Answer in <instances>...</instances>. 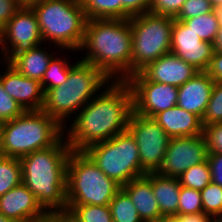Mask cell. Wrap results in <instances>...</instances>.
Masks as SVG:
<instances>
[{"instance_id":"cell-1","label":"cell","mask_w":222,"mask_h":222,"mask_svg":"<svg viewBox=\"0 0 222 222\" xmlns=\"http://www.w3.org/2000/svg\"><path fill=\"white\" fill-rule=\"evenodd\" d=\"M111 83L81 108L67 129L66 141L73 151H84L127 131L133 113L132 91L126 81H114L113 78Z\"/></svg>"},{"instance_id":"cell-2","label":"cell","mask_w":222,"mask_h":222,"mask_svg":"<svg viewBox=\"0 0 222 222\" xmlns=\"http://www.w3.org/2000/svg\"><path fill=\"white\" fill-rule=\"evenodd\" d=\"M63 138L52 147L19 158L22 183L49 215H64L67 208V162L72 149Z\"/></svg>"},{"instance_id":"cell-3","label":"cell","mask_w":222,"mask_h":222,"mask_svg":"<svg viewBox=\"0 0 222 222\" xmlns=\"http://www.w3.org/2000/svg\"><path fill=\"white\" fill-rule=\"evenodd\" d=\"M81 60L99 68L110 80L126 81L132 75V31L129 19H89ZM120 77H119V76Z\"/></svg>"},{"instance_id":"cell-4","label":"cell","mask_w":222,"mask_h":222,"mask_svg":"<svg viewBox=\"0 0 222 222\" xmlns=\"http://www.w3.org/2000/svg\"><path fill=\"white\" fill-rule=\"evenodd\" d=\"M110 79L93 64L82 60L70 68L65 83L50 90H44L42 111L55 119L63 128L65 119L72 116L96 97ZM96 94V96H94ZM65 125V126H64Z\"/></svg>"},{"instance_id":"cell-5","label":"cell","mask_w":222,"mask_h":222,"mask_svg":"<svg viewBox=\"0 0 222 222\" xmlns=\"http://www.w3.org/2000/svg\"><path fill=\"white\" fill-rule=\"evenodd\" d=\"M64 128L47 113L25 111L3 122L0 155L22 158L34 151L54 146L65 134Z\"/></svg>"},{"instance_id":"cell-6","label":"cell","mask_w":222,"mask_h":222,"mask_svg":"<svg viewBox=\"0 0 222 222\" xmlns=\"http://www.w3.org/2000/svg\"><path fill=\"white\" fill-rule=\"evenodd\" d=\"M121 185L109 178L84 151H71L67 162V205H109Z\"/></svg>"},{"instance_id":"cell-7","label":"cell","mask_w":222,"mask_h":222,"mask_svg":"<svg viewBox=\"0 0 222 222\" xmlns=\"http://www.w3.org/2000/svg\"><path fill=\"white\" fill-rule=\"evenodd\" d=\"M42 40L57 47L79 50L84 39L85 16L82 4L70 0H45L33 4Z\"/></svg>"},{"instance_id":"cell-8","label":"cell","mask_w":222,"mask_h":222,"mask_svg":"<svg viewBox=\"0 0 222 222\" xmlns=\"http://www.w3.org/2000/svg\"><path fill=\"white\" fill-rule=\"evenodd\" d=\"M174 18L145 12L129 18L132 31V74L171 52Z\"/></svg>"},{"instance_id":"cell-9","label":"cell","mask_w":222,"mask_h":222,"mask_svg":"<svg viewBox=\"0 0 222 222\" xmlns=\"http://www.w3.org/2000/svg\"><path fill=\"white\" fill-rule=\"evenodd\" d=\"M84 152L121 186L146 174L141 168L137 142L128 130L91 145Z\"/></svg>"},{"instance_id":"cell-10","label":"cell","mask_w":222,"mask_h":222,"mask_svg":"<svg viewBox=\"0 0 222 222\" xmlns=\"http://www.w3.org/2000/svg\"><path fill=\"white\" fill-rule=\"evenodd\" d=\"M127 130L137 142L142 170L146 174L159 172L170 137L153 118L135 112L130 115Z\"/></svg>"},{"instance_id":"cell-11","label":"cell","mask_w":222,"mask_h":222,"mask_svg":"<svg viewBox=\"0 0 222 222\" xmlns=\"http://www.w3.org/2000/svg\"><path fill=\"white\" fill-rule=\"evenodd\" d=\"M42 42L36 13L29 6H22L0 30L1 51L6 54L3 59L7 60L5 63H10L16 56L39 46ZM8 44L10 47L5 46Z\"/></svg>"},{"instance_id":"cell-12","label":"cell","mask_w":222,"mask_h":222,"mask_svg":"<svg viewBox=\"0 0 222 222\" xmlns=\"http://www.w3.org/2000/svg\"><path fill=\"white\" fill-rule=\"evenodd\" d=\"M126 82L133 95V112L138 115L154 118L177 105V86L149 81L141 72L132 74Z\"/></svg>"},{"instance_id":"cell-13","label":"cell","mask_w":222,"mask_h":222,"mask_svg":"<svg viewBox=\"0 0 222 222\" xmlns=\"http://www.w3.org/2000/svg\"><path fill=\"white\" fill-rule=\"evenodd\" d=\"M208 156L202 135L170 138L159 174L178 178L189 167L205 162Z\"/></svg>"},{"instance_id":"cell-14","label":"cell","mask_w":222,"mask_h":222,"mask_svg":"<svg viewBox=\"0 0 222 222\" xmlns=\"http://www.w3.org/2000/svg\"><path fill=\"white\" fill-rule=\"evenodd\" d=\"M171 53L198 71H206L213 57V43L202 41L183 21L174 19L171 32Z\"/></svg>"},{"instance_id":"cell-15","label":"cell","mask_w":222,"mask_h":222,"mask_svg":"<svg viewBox=\"0 0 222 222\" xmlns=\"http://www.w3.org/2000/svg\"><path fill=\"white\" fill-rule=\"evenodd\" d=\"M1 75V83L7 94L25 111H39L44 103V90L41 81L20 74L10 63Z\"/></svg>"},{"instance_id":"cell-16","label":"cell","mask_w":222,"mask_h":222,"mask_svg":"<svg viewBox=\"0 0 222 222\" xmlns=\"http://www.w3.org/2000/svg\"><path fill=\"white\" fill-rule=\"evenodd\" d=\"M0 212L14 222H35L49 215L23 183L0 196Z\"/></svg>"},{"instance_id":"cell-17","label":"cell","mask_w":222,"mask_h":222,"mask_svg":"<svg viewBox=\"0 0 222 222\" xmlns=\"http://www.w3.org/2000/svg\"><path fill=\"white\" fill-rule=\"evenodd\" d=\"M140 72L149 81L180 87L199 71L170 52L149 63Z\"/></svg>"},{"instance_id":"cell-18","label":"cell","mask_w":222,"mask_h":222,"mask_svg":"<svg viewBox=\"0 0 222 222\" xmlns=\"http://www.w3.org/2000/svg\"><path fill=\"white\" fill-rule=\"evenodd\" d=\"M214 84L215 82L205 71H199L178 87L177 106L197 115L202 120Z\"/></svg>"},{"instance_id":"cell-19","label":"cell","mask_w":222,"mask_h":222,"mask_svg":"<svg viewBox=\"0 0 222 222\" xmlns=\"http://www.w3.org/2000/svg\"><path fill=\"white\" fill-rule=\"evenodd\" d=\"M153 119L170 138L203 134L202 120L177 105L158 113Z\"/></svg>"},{"instance_id":"cell-20","label":"cell","mask_w":222,"mask_h":222,"mask_svg":"<svg viewBox=\"0 0 222 222\" xmlns=\"http://www.w3.org/2000/svg\"><path fill=\"white\" fill-rule=\"evenodd\" d=\"M121 189L130 197L143 222H151L161 216L152 190V181L146 175L132 179Z\"/></svg>"},{"instance_id":"cell-21","label":"cell","mask_w":222,"mask_h":222,"mask_svg":"<svg viewBox=\"0 0 222 222\" xmlns=\"http://www.w3.org/2000/svg\"><path fill=\"white\" fill-rule=\"evenodd\" d=\"M145 175L152 181L161 216H177L181 187L179 178L163 176L158 172Z\"/></svg>"},{"instance_id":"cell-22","label":"cell","mask_w":222,"mask_h":222,"mask_svg":"<svg viewBox=\"0 0 222 222\" xmlns=\"http://www.w3.org/2000/svg\"><path fill=\"white\" fill-rule=\"evenodd\" d=\"M43 50L40 45L30 49L27 52L16 56L10 64L22 75L31 78L42 80L45 71L53 57Z\"/></svg>"},{"instance_id":"cell-23","label":"cell","mask_w":222,"mask_h":222,"mask_svg":"<svg viewBox=\"0 0 222 222\" xmlns=\"http://www.w3.org/2000/svg\"><path fill=\"white\" fill-rule=\"evenodd\" d=\"M68 222H113L109 205H67Z\"/></svg>"},{"instance_id":"cell-24","label":"cell","mask_w":222,"mask_h":222,"mask_svg":"<svg viewBox=\"0 0 222 222\" xmlns=\"http://www.w3.org/2000/svg\"><path fill=\"white\" fill-rule=\"evenodd\" d=\"M82 7L89 19H122V1L84 0Z\"/></svg>"},{"instance_id":"cell-25","label":"cell","mask_w":222,"mask_h":222,"mask_svg":"<svg viewBox=\"0 0 222 222\" xmlns=\"http://www.w3.org/2000/svg\"><path fill=\"white\" fill-rule=\"evenodd\" d=\"M176 20L183 21L202 41L214 43L219 31V22L214 11L189 19Z\"/></svg>"},{"instance_id":"cell-26","label":"cell","mask_w":222,"mask_h":222,"mask_svg":"<svg viewBox=\"0 0 222 222\" xmlns=\"http://www.w3.org/2000/svg\"><path fill=\"white\" fill-rule=\"evenodd\" d=\"M22 183L19 158L0 155V196Z\"/></svg>"},{"instance_id":"cell-27","label":"cell","mask_w":222,"mask_h":222,"mask_svg":"<svg viewBox=\"0 0 222 222\" xmlns=\"http://www.w3.org/2000/svg\"><path fill=\"white\" fill-rule=\"evenodd\" d=\"M113 222H143L130 197L120 189L110 204Z\"/></svg>"},{"instance_id":"cell-28","label":"cell","mask_w":222,"mask_h":222,"mask_svg":"<svg viewBox=\"0 0 222 222\" xmlns=\"http://www.w3.org/2000/svg\"><path fill=\"white\" fill-rule=\"evenodd\" d=\"M178 178L181 186L202 191L211 182L208 161L189 167Z\"/></svg>"},{"instance_id":"cell-29","label":"cell","mask_w":222,"mask_h":222,"mask_svg":"<svg viewBox=\"0 0 222 222\" xmlns=\"http://www.w3.org/2000/svg\"><path fill=\"white\" fill-rule=\"evenodd\" d=\"M54 57L51 59L47 70L41 80L43 90H50L66 82L69 70L73 64H69L66 59Z\"/></svg>"},{"instance_id":"cell-30","label":"cell","mask_w":222,"mask_h":222,"mask_svg":"<svg viewBox=\"0 0 222 222\" xmlns=\"http://www.w3.org/2000/svg\"><path fill=\"white\" fill-rule=\"evenodd\" d=\"M200 193L203 212L216 220L222 214V187L211 181Z\"/></svg>"},{"instance_id":"cell-31","label":"cell","mask_w":222,"mask_h":222,"mask_svg":"<svg viewBox=\"0 0 222 222\" xmlns=\"http://www.w3.org/2000/svg\"><path fill=\"white\" fill-rule=\"evenodd\" d=\"M203 212L201 193L198 190L180 187L178 215Z\"/></svg>"},{"instance_id":"cell-32","label":"cell","mask_w":222,"mask_h":222,"mask_svg":"<svg viewBox=\"0 0 222 222\" xmlns=\"http://www.w3.org/2000/svg\"><path fill=\"white\" fill-rule=\"evenodd\" d=\"M222 122V83H215L202 118V126Z\"/></svg>"},{"instance_id":"cell-33","label":"cell","mask_w":222,"mask_h":222,"mask_svg":"<svg viewBox=\"0 0 222 222\" xmlns=\"http://www.w3.org/2000/svg\"><path fill=\"white\" fill-rule=\"evenodd\" d=\"M24 112L25 110L4 90L0 74V121H11Z\"/></svg>"},{"instance_id":"cell-34","label":"cell","mask_w":222,"mask_h":222,"mask_svg":"<svg viewBox=\"0 0 222 222\" xmlns=\"http://www.w3.org/2000/svg\"><path fill=\"white\" fill-rule=\"evenodd\" d=\"M213 11L210 0H185L174 19H189Z\"/></svg>"},{"instance_id":"cell-35","label":"cell","mask_w":222,"mask_h":222,"mask_svg":"<svg viewBox=\"0 0 222 222\" xmlns=\"http://www.w3.org/2000/svg\"><path fill=\"white\" fill-rule=\"evenodd\" d=\"M208 153L222 154V122L203 127Z\"/></svg>"},{"instance_id":"cell-36","label":"cell","mask_w":222,"mask_h":222,"mask_svg":"<svg viewBox=\"0 0 222 222\" xmlns=\"http://www.w3.org/2000/svg\"><path fill=\"white\" fill-rule=\"evenodd\" d=\"M185 0H150L148 12L175 18Z\"/></svg>"},{"instance_id":"cell-37","label":"cell","mask_w":222,"mask_h":222,"mask_svg":"<svg viewBox=\"0 0 222 222\" xmlns=\"http://www.w3.org/2000/svg\"><path fill=\"white\" fill-rule=\"evenodd\" d=\"M122 1V19L148 12L150 0H118Z\"/></svg>"},{"instance_id":"cell-38","label":"cell","mask_w":222,"mask_h":222,"mask_svg":"<svg viewBox=\"0 0 222 222\" xmlns=\"http://www.w3.org/2000/svg\"><path fill=\"white\" fill-rule=\"evenodd\" d=\"M21 7L19 0H0V30Z\"/></svg>"},{"instance_id":"cell-39","label":"cell","mask_w":222,"mask_h":222,"mask_svg":"<svg viewBox=\"0 0 222 222\" xmlns=\"http://www.w3.org/2000/svg\"><path fill=\"white\" fill-rule=\"evenodd\" d=\"M207 161L211 172V181L222 187V154L208 153Z\"/></svg>"},{"instance_id":"cell-40","label":"cell","mask_w":222,"mask_h":222,"mask_svg":"<svg viewBox=\"0 0 222 222\" xmlns=\"http://www.w3.org/2000/svg\"><path fill=\"white\" fill-rule=\"evenodd\" d=\"M215 83H222V52L214 51L205 71Z\"/></svg>"},{"instance_id":"cell-41","label":"cell","mask_w":222,"mask_h":222,"mask_svg":"<svg viewBox=\"0 0 222 222\" xmlns=\"http://www.w3.org/2000/svg\"><path fill=\"white\" fill-rule=\"evenodd\" d=\"M181 222H215L214 218L205 214L204 212H200L197 214H185V215H177L176 216Z\"/></svg>"},{"instance_id":"cell-42","label":"cell","mask_w":222,"mask_h":222,"mask_svg":"<svg viewBox=\"0 0 222 222\" xmlns=\"http://www.w3.org/2000/svg\"><path fill=\"white\" fill-rule=\"evenodd\" d=\"M35 222H68L65 215H48L46 218Z\"/></svg>"},{"instance_id":"cell-43","label":"cell","mask_w":222,"mask_h":222,"mask_svg":"<svg viewBox=\"0 0 222 222\" xmlns=\"http://www.w3.org/2000/svg\"><path fill=\"white\" fill-rule=\"evenodd\" d=\"M213 45L214 51L222 52V24L219 26V31Z\"/></svg>"},{"instance_id":"cell-44","label":"cell","mask_w":222,"mask_h":222,"mask_svg":"<svg viewBox=\"0 0 222 222\" xmlns=\"http://www.w3.org/2000/svg\"><path fill=\"white\" fill-rule=\"evenodd\" d=\"M151 222H181L176 216H160Z\"/></svg>"},{"instance_id":"cell-45","label":"cell","mask_w":222,"mask_h":222,"mask_svg":"<svg viewBox=\"0 0 222 222\" xmlns=\"http://www.w3.org/2000/svg\"><path fill=\"white\" fill-rule=\"evenodd\" d=\"M213 11L216 14L217 20L219 22V26L222 24V5L217 7H213Z\"/></svg>"},{"instance_id":"cell-46","label":"cell","mask_w":222,"mask_h":222,"mask_svg":"<svg viewBox=\"0 0 222 222\" xmlns=\"http://www.w3.org/2000/svg\"><path fill=\"white\" fill-rule=\"evenodd\" d=\"M41 1H45V0H19V3L21 4V6L31 7L33 4L41 2Z\"/></svg>"},{"instance_id":"cell-47","label":"cell","mask_w":222,"mask_h":222,"mask_svg":"<svg viewBox=\"0 0 222 222\" xmlns=\"http://www.w3.org/2000/svg\"><path fill=\"white\" fill-rule=\"evenodd\" d=\"M0 222H14V221L6 217L2 212H0Z\"/></svg>"},{"instance_id":"cell-48","label":"cell","mask_w":222,"mask_h":222,"mask_svg":"<svg viewBox=\"0 0 222 222\" xmlns=\"http://www.w3.org/2000/svg\"><path fill=\"white\" fill-rule=\"evenodd\" d=\"M210 3L213 7H217L219 5H222V0H210Z\"/></svg>"},{"instance_id":"cell-49","label":"cell","mask_w":222,"mask_h":222,"mask_svg":"<svg viewBox=\"0 0 222 222\" xmlns=\"http://www.w3.org/2000/svg\"><path fill=\"white\" fill-rule=\"evenodd\" d=\"M2 126H3V122L0 121V146H1Z\"/></svg>"},{"instance_id":"cell-50","label":"cell","mask_w":222,"mask_h":222,"mask_svg":"<svg viewBox=\"0 0 222 222\" xmlns=\"http://www.w3.org/2000/svg\"><path fill=\"white\" fill-rule=\"evenodd\" d=\"M215 222H222V214L215 220Z\"/></svg>"},{"instance_id":"cell-51","label":"cell","mask_w":222,"mask_h":222,"mask_svg":"<svg viewBox=\"0 0 222 222\" xmlns=\"http://www.w3.org/2000/svg\"><path fill=\"white\" fill-rule=\"evenodd\" d=\"M70 1H73V2H76V3H80V4H82L84 2V0H70Z\"/></svg>"}]
</instances>
